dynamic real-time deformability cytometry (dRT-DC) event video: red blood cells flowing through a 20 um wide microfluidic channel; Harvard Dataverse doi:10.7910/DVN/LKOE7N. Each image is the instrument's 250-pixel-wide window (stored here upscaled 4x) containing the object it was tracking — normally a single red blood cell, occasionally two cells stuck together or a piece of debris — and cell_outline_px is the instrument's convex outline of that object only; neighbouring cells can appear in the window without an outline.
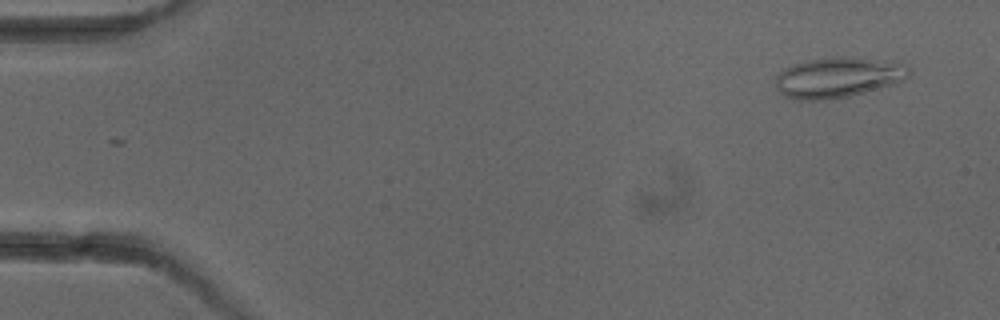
{"species": "common noctule bat (a hibernating species)", "species_latin": "Nyctalus noctula", "temperature_condition": "cold", "stored_images_in_passage": 4, "camera_frame_rate_fps": 3000, "um_per_image_px": 0.085, "animal": {"sex": "female"}, "frame": {"image": 1, "passage_image": 1, "time_ms": 0.0, "image_size_px": [1000, 320], "cell_outline_px": [[912, 72], [904, 80], [896, 84], [848, 96], [824, 100], [792, 100], [784, 96], [776, 88], [776, 76], [784, 68], [792, 64], [832, 56], [852, 56], [900, 64], [912, 68]], "centroid_in_image_um": [71.21, 6.59], "position_along_channel_um": 13.8, "area_um2": 31.5}}